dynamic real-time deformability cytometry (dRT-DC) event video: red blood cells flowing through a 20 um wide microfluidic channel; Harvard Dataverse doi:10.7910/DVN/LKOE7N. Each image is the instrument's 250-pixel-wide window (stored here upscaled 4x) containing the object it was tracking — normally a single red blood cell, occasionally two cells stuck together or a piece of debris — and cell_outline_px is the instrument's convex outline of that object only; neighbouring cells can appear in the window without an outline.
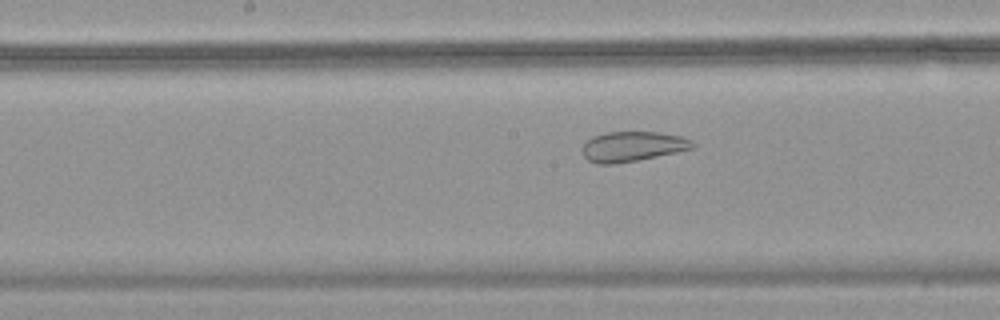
{"species": "common noctule bat (a hibernating species)", "species_latin": "Nyctalus noctula", "temperature_condition": "warm", "stored_images_in_passage": 54, "camera_frame_rate_fps": 3000, "um_per_image_px": 0.085, "animal": {"sex": "female", "body_mass_g": 18.4}, "frame": {"image": 1, "passage_image": 28, "time_ms": 9.0, "image_size_px": [1000, 320], "cell_outline_px": [[696, 144], [692, 148], [676, 152], [636, 160], [612, 164], [596, 164], [588, 160], [584, 156], [584, 144], [592, 136], [604, 132], [660, 132], [680, 136], [692, 140]], "centroid_in_image_um": [53.76, 12.44], "position_along_channel_um": 194.4, "area_um2": 19.07}}
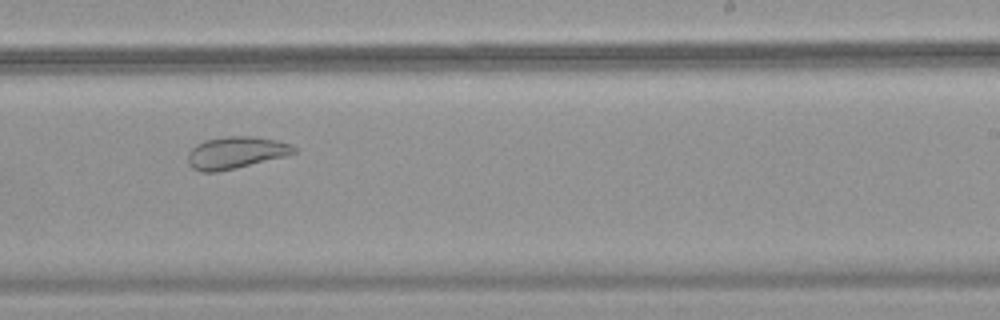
{"frame": {"image": 2, "passage_image": 34, "time_ms": 11.0, "image_size_px": [1000, 320], "cell_outline_px": [[296, 152], [284, 156], [236, 168], [216, 172], [200, 172], [192, 168], [188, 164], [188, 152], [196, 144], [204, 140], [224, 136], [252, 136], [276, 140], [292, 144], [296, 148]], "centroid_in_image_um": [20.01, 12.97], "position_along_channel_um": 269.0, "area_um2": 19.83}}
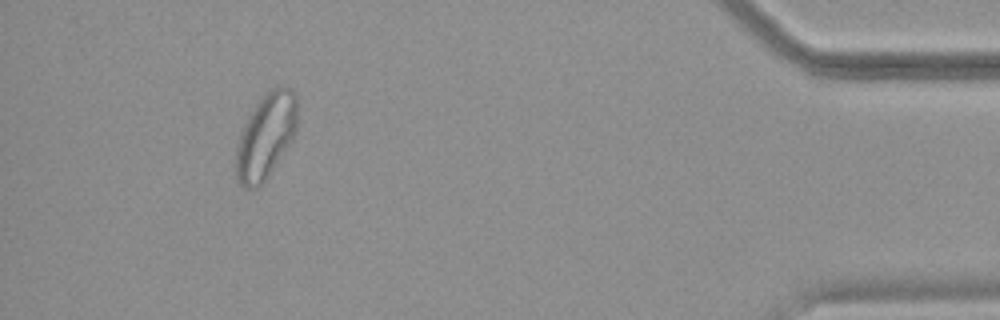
{"frame": {"image": 3, "passage_image": 50, "time_ms": 16.333, "image_size_px": [1000, 320], "cell_outline_px": [[296, 132], [292, 140], [268, 176], [256, 188], [244, 188], [236, 180], [236, 148], [240, 132], [248, 116], [256, 104], [272, 88], [284, 84], [292, 88], [296, 96]], "centroid_in_image_um": [22.59, 11.56], "position_along_channel_um": 412.6, "area_um2": 30.29}, "authors_computed_cell_mechanics": {"area_um2": 28.7266, "velocity_mm_per_s": 3.7459, "shape_relaxation_time_tau1_ms": null, "shape_relaxation_time_tau2_ms": 1.646, "deformation_change_tau1": null, "deformation_change_tau2": 0.0901}}